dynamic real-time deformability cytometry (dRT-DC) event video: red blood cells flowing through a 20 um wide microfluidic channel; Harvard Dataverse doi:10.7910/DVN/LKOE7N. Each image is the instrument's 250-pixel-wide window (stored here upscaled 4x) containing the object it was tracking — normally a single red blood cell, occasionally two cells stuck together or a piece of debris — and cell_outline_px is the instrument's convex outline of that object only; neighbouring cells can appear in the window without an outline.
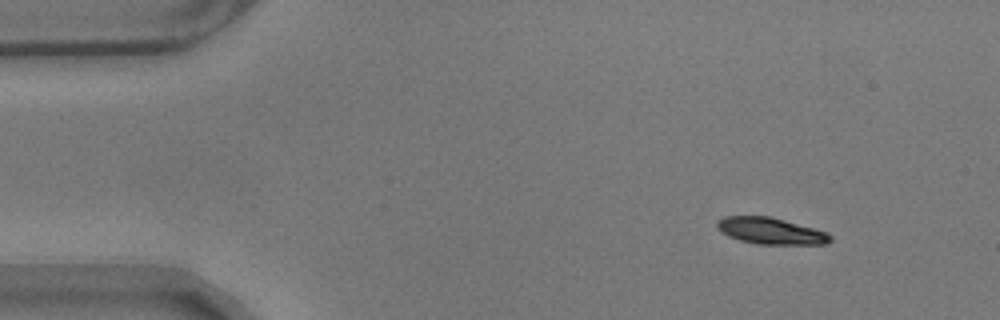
{"species": "common noctule bat (a hibernating species)", "species_latin": "Nyctalus noctula", "temperature_condition": "warm", "stored_images_in_passage": 52, "camera_frame_rate_fps": 3000, "um_per_image_px": 0.085, "animal": {"sex": "male", "body_mass_g": 17.9}, "frame": {"image": 1, "passage_image": 1, "time_ms": 0.0, "image_size_px": [1000, 320], "cell_outline_px": [[832, 240], [824, 244], [756, 244], [740, 240], [728, 236], [716, 224], [724, 216], [768, 216], [784, 220], [812, 228], [824, 232], [832, 236]], "centroid_in_image_um": [65.51, 19.63], "position_along_channel_um": 19.5, "area_um2": 17.05}}
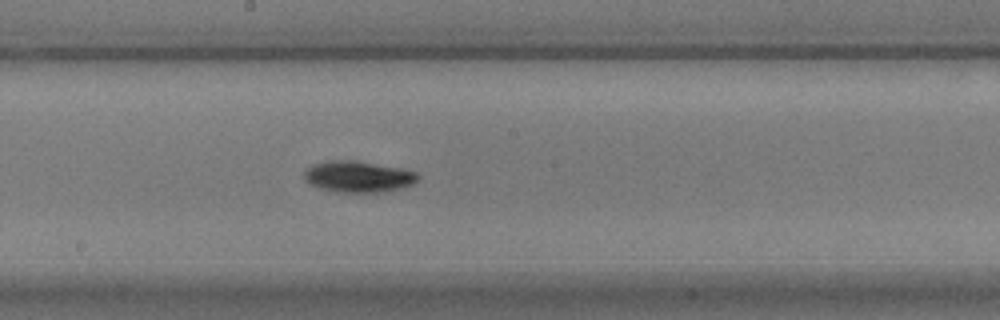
{"frame": {"image": 2, "passage_image": 25, "time_ms": 8.0, "image_size_px": [1000, 320], "cell_outline_px": [[420, 176], [412, 184], [400, 188], [380, 192], [336, 192], [320, 188], [308, 184], [304, 180], [304, 172], [312, 164], [328, 160], [356, 160], [400, 168], [416, 172]], "centroid_in_image_um": [30.4, 15.01], "position_along_channel_um": 217.8, "area_um2": 20.75}}
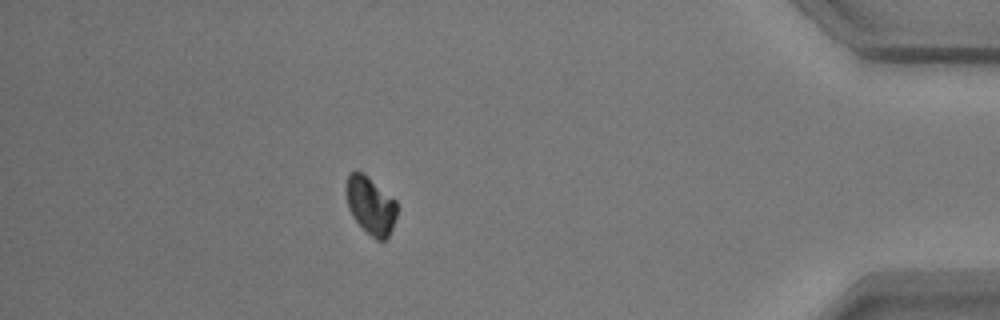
{"frame": {"image": 3, "passage_image": 45, "time_ms": 14.667, "image_size_px": [1000, 320], "cell_outline_px": [[396, 216], [392, 228], [388, 236], [384, 240], [376, 240], [352, 216], [348, 208], [348, 176], [356, 168], [368, 176], [396, 200]], "centroid_in_image_um": [31.53, 17.44], "position_along_channel_um": 403.7, "area_um2": 16.65}, "authors_computed_cell_mechanics": {"area_um2": 18.207, "velocity_mm_per_s": 3.5062, "shape_relaxation_time_tau1_ms": 1.5192, "shape_relaxation_time_tau2_ms": null, "deformation_change_tau1": 0.0756, "deformation_change_tau2": null}}